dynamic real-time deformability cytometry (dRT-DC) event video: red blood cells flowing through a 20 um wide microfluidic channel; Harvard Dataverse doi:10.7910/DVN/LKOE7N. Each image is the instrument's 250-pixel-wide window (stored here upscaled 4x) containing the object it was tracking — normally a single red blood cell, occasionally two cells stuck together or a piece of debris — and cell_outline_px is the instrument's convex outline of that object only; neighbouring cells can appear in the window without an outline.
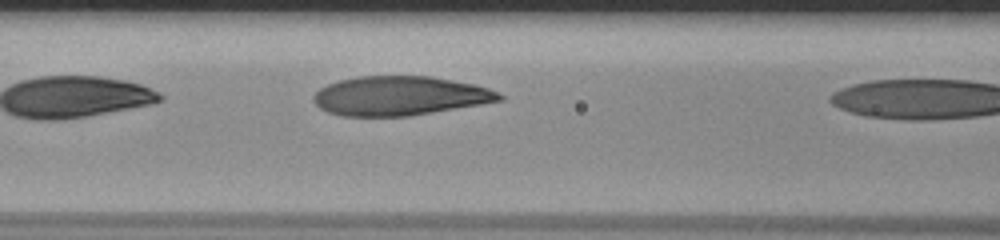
{"species": "human", "species_latin": "Homo sapiens", "temperature_condition": "room temperature", "stored_images_in_passage": 7, "camera_frame_rate_fps": 3000, "um_per_image_px": 0.085, "donor": {"sex": "male"}, "frame": {"image": 1, "passage_image": 6, "time_ms": 1.667, "image_size_px": [1000, 240], "cell_outline_px": [[504, 100], [408, 116], [340, 116], [328, 112], [320, 108], [312, 100], [312, 96], [320, 88], [328, 84], [340, 80], [360, 76], [428, 76], [472, 84], [488, 88], [504, 96]], "centroid_in_image_um": [33.94, 8.15], "position_along_channel_um": 132.7, "area_um2": 42.14}}